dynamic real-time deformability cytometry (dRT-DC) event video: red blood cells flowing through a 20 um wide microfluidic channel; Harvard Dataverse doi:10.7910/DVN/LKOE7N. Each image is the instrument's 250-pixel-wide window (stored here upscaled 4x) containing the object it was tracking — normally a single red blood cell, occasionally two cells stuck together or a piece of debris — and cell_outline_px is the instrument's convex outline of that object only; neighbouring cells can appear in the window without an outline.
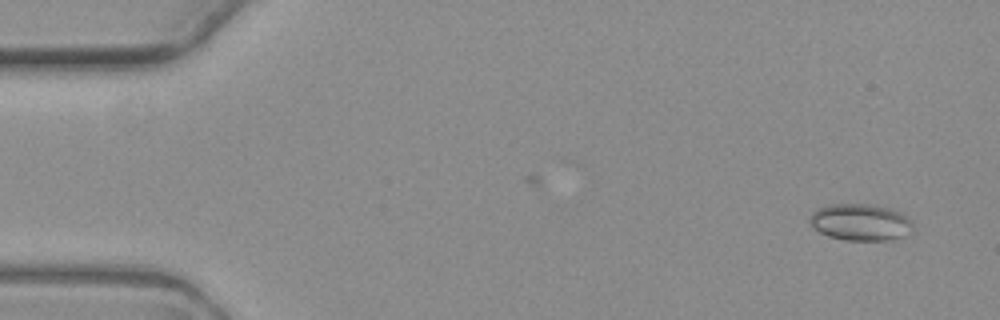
{"species": "common noctule bat (a hibernating species)", "species_latin": "Nyctalus noctula", "temperature_condition": "warm", "stored_images_in_passage": 5, "camera_frame_rate_fps": 3000, "um_per_image_px": 0.085, "animal": {"sex": "female", "body_mass_g": 19.3, "forearm_length_mm": 54.1}, "frame": {"image": 1, "passage_image": 1, "time_ms": 0.0, "image_size_px": [1000, 320], "cell_outline_px": [[912, 232], [904, 236], [888, 240], [844, 240], [828, 236], [812, 228], [808, 220], [812, 212], [820, 208], [832, 204], [868, 204], [892, 208], [900, 212], [912, 220]], "centroid_in_image_um": [73.14, 18.89], "position_along_channel_um": 11.9, "area_um2": 22.25}}
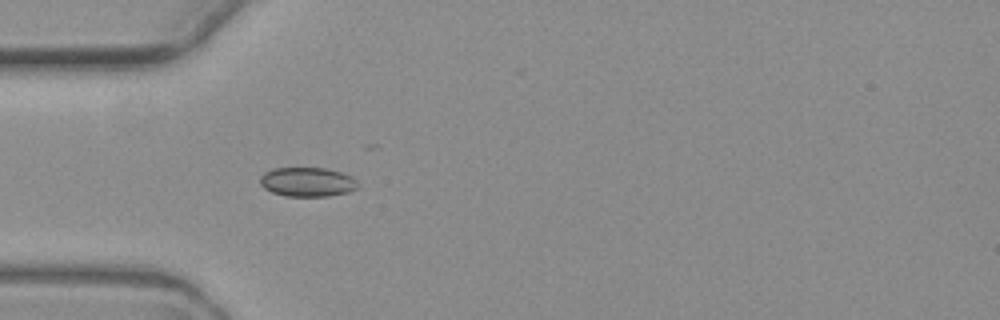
{"frame": {"image": 2, "passage_image": 5, "time_ms": 4.667, "image_size_px": [1000, 320], "cell_outline_px": [[360, 184], [356, 188], [348, 192], [328, 196], [284, 196], [272, 192], [264, 188], [260, 184], [260, 176], [264, 172], [272, 168], [328, 168], [352, 176]], "centroid_in_image_um": [26.12, 15.46], "position_along_channel_um": 58.9, "area_um2": 16.82}}